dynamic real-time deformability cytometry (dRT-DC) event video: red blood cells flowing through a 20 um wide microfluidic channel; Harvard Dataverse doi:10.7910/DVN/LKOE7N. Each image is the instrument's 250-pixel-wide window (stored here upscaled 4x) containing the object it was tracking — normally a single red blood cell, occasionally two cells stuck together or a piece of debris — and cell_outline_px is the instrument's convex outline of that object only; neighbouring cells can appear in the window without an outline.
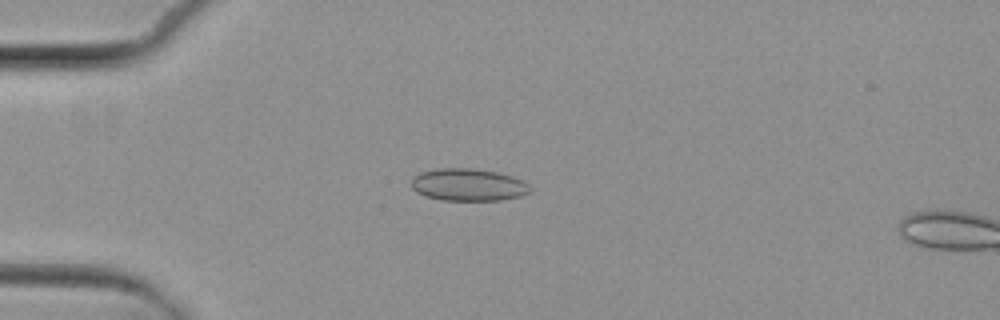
{"species": "common noctule bat (a hibernating species)", "species_latin": "Nyctalus noctula", "temperature_condition": "cold", "stored_images_in_passage": 4, "camera_frame_rate_fps": 3000, "um_per_image_px": 0.085, "animal": {"sex": "female", "body_mass_g": 29.2, "forearm_length_mm": 56.3}, "frame": {"image": 1, "passage_image": 3, "time_ms": 3.333, "image_size_px": [1000, 320], "cell_outline_px": [[532, 192], [520, 196], [500, 200], [440, 200], [424, 196], [416, 192], [412, 188], [412, 176], [420, 172], [440, 168], [472, 168], [496, 172], [512, 176], [524, 180], [532, 188]], "centroid_in_image_um": [39.81, 15.71], "position_along_channel_um": 45.2, "area_um2": 22.6}}